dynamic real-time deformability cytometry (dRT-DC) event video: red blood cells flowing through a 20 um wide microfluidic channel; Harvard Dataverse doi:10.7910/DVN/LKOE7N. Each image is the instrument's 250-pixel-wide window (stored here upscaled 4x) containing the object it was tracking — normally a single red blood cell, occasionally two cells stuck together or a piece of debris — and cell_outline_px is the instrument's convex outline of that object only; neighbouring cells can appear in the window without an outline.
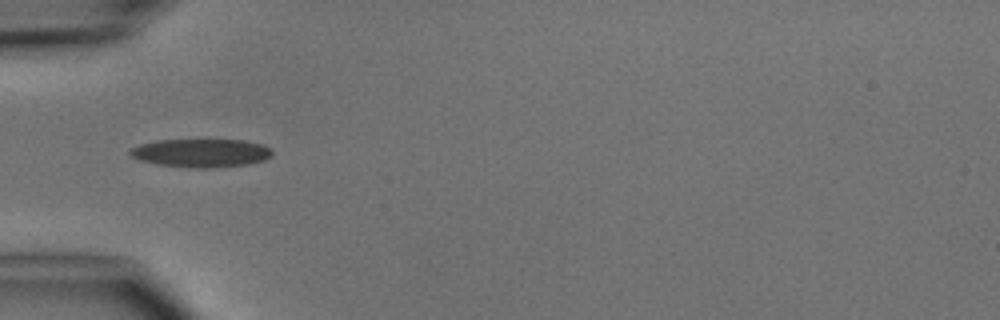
{"species": "common noctule bat (a hibernating species)", "species_latin": "Nyctalus noctula", "temperature_condition": "cold", "stored_images_in_passage": 5, "camera_frame_rate_fps": 3000, "um_per_image_px": 0.085, "animal": {"sex": "male", "body_mass_g": 15.6}, "frame": {"image": 1, "passage_image": 5, "time_ms": 4.667, "image_size_px": [1000, 320], "cell_outline_px": [[272, 156], [264, 160], [248, 164], [212, 168], [196, 168], [156, 164], [140, 160], [132, 156], [128, 152], [132, 148], [140, 144], [156, 140], [244, 140], [264, 144], [272, 148]], "centroid_in_image_um": [17.13, 13.0], "position_along_channel_um": 67.9, "area_um2": 23.58}}